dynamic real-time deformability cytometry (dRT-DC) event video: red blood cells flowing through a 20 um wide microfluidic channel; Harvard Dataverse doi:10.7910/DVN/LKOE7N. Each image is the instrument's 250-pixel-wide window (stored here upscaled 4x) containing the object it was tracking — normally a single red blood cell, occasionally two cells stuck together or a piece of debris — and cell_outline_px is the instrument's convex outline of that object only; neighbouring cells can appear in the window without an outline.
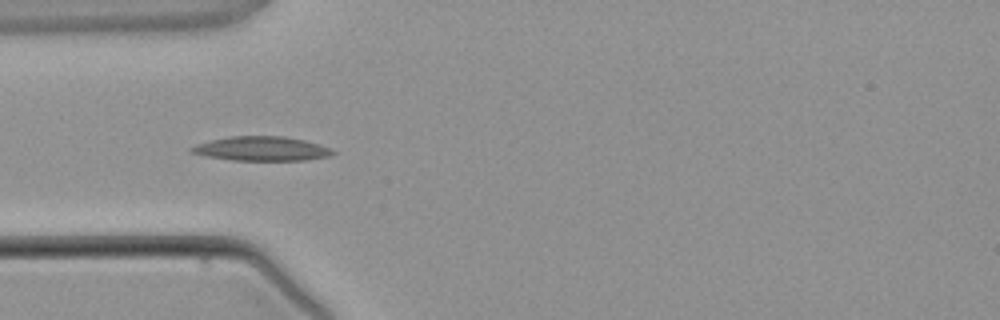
{"species": "common noctule bat (a hibernating species)", "species_latin": "Nyctalus noctula", "temperature_condition": "warm", "stored_images_in_passage": 3, "camera_frame_rate_fps": 3000, "um_per_image_px": 0.085, "animal": {"sex": "male", "body_mass_g": 21.5, "forearm_length_mm": 52.0}, "frame": {"image": 1, "passage_image": 3, "time_ms": 2.667, "image_size_px": [1000, 320], "cell_outline_px": [[336, 152], [328, 156], [304, 160], [232, 160], [208, 156], [188, 152], [188, 148], [196, 144], [228, 136], [284, 136], [304, 140], [332, 148]], "centroid_in_image_um": [22.21, 12.63], "position_along_channel_um": 62.8, "area_um2": 19.94}}